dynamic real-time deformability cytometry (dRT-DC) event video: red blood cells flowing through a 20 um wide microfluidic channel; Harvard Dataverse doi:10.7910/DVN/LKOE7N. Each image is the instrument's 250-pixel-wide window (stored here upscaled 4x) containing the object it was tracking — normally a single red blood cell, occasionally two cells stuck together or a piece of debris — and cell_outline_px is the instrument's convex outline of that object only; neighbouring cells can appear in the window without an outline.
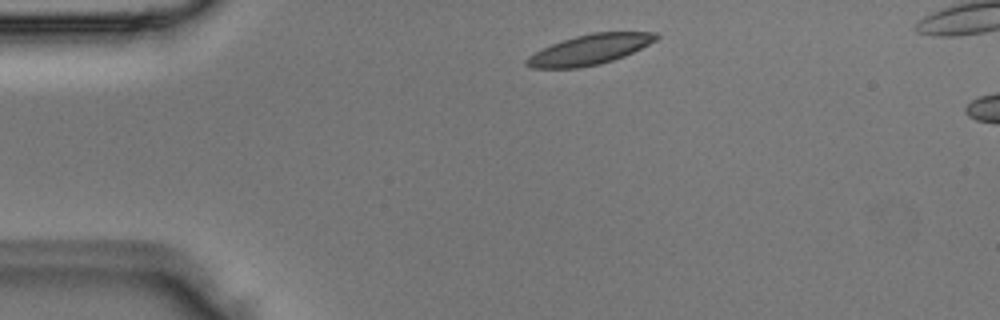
{"species": "Egyptian fruit bat (a non-hibernating species)", "species_latin": "Rousettus aegyptiacus", "temperature_condition": "room temperature", "stored_images_in_passage": 2, "camera_frame_rate_fps": 3000, "um_per_image_px": 0.085, "animal": {"sex": "male"}, "frame": {"image": 1, "passage_image": 1, "time_ms": 0.0, "image_size_px": [1000, 320], "cell_outline_px": [[660, 36], [656, 40], [624, 56], [600, 64], [580, 68], [532, 68], [524, 64], [524, 60], [528, 56], [552, 44], [576, 36], [592, 32], [656, 32]], "centroid_in_image_um": [50.11, 4.22], "position_along_channel_um": 34.9, "area_um2": 22.54}}